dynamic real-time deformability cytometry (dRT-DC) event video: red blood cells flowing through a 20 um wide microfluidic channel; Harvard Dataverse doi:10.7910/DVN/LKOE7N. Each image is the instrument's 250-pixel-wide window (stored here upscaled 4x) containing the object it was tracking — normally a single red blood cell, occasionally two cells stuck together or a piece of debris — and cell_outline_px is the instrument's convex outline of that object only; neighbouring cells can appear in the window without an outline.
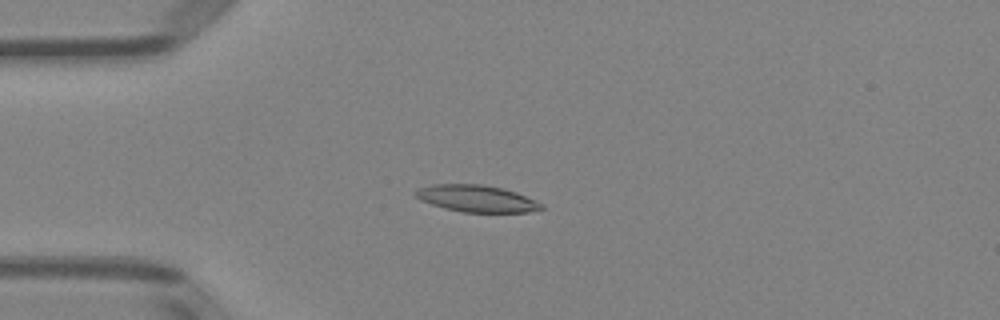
{"species": "Egyptian fruit bat (a non-hibernating species)", "species_latin": "Rousettus aegyptiacus", "temperature_condition": "room temperature", "stored_images_in_passage": 6, "camera_frame_rate_fps": 3000, "um_per_image_px": 0.085, "animal": {"sex": "female"}, "frame": {"image": 1, "passage_image": 4, "time_ms": 3.333, "image_size_px": [1000, 320], "cell_outline_px": [[544, 208], [528, 212], [464, 212], [444, 208], [420, 200], [412, 192], [416, 188], [432, 184], [480, 184], [504, 188], [516, 192], [544, 204]], "centroid_in_image_um": [40.48, 16.86], "position_along_channel_um": 44.5, "area_um2": 19.77}}
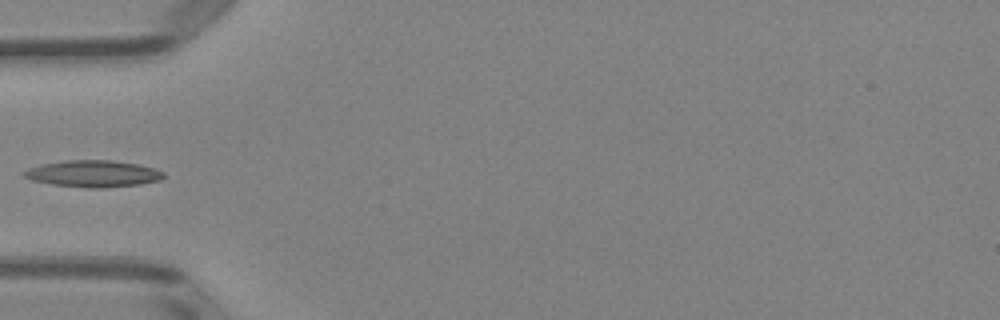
{"frame": {"image": 2, "passage_image": 5, "time_ms": 4.667, "image_size_px": [1000, 320], "cell_outline_px": [[164, 176], [160, 180], [140, 184], [104, 188], [88, 188], [52, 184], [32, 180], [24, 176], [20, 172], [44, 164], [64, 160], [112, 160], [140, 164], [164, 172]], "centroid_in_image_um": [7.94, 14.76], "position_along_channel_um": 77.1, "area_um2": 21.62}}
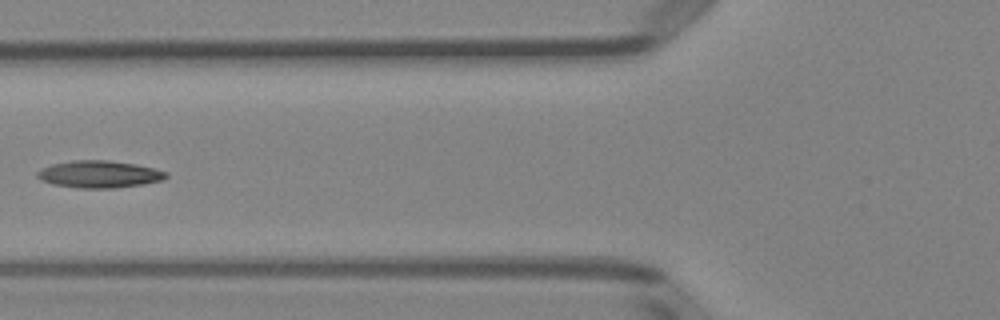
{"frame": {"image": 3, "passage_image": 6, "time_ms": 5.667, "image_size_px": [1000, 320], "cell_outline_px": [[168, 176], [164, 180], [144, 184], [112, 188], [80, 188], [52, 184], [40, 180], [36, 176], [36, 172], [40, 168], [52, 164], [72, 160], [108, 160], [136, 164], [156, 168], [168, 172]], "centroid_in_image_um": [8.44, 14.8], "position_along_channel_um": 117.4, "area_um2": 20.63}}